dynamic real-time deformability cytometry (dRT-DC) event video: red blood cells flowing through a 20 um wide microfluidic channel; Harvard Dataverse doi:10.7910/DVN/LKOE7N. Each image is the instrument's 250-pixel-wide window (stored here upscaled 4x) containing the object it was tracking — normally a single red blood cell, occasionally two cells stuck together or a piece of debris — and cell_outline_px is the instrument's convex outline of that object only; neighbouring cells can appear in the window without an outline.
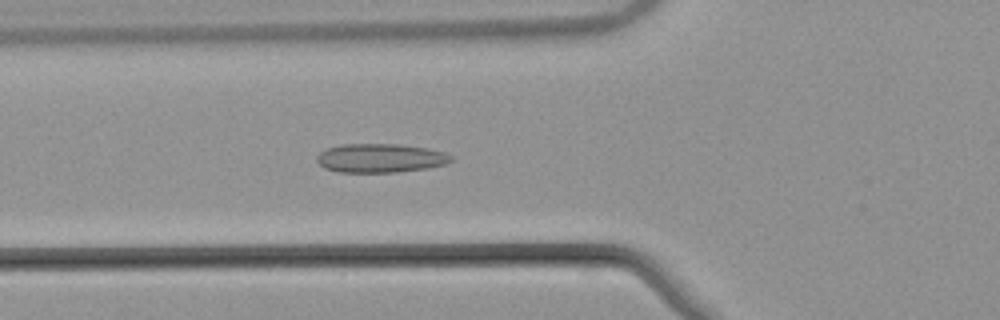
{"species": "common noctule bat (a hibernating species)", "species_latin": "Nyctalus noctula", "temperature_condition": "warm", "stored_images_in_passage": 44, "camera_frame_rate_fps": 3000, "um_per_image_px": 0.085, "animal": {"sex": "male", "body_mass_g": 21.5, "forearm_length_mm": 52.0}, "frame": {"image": 1, "passage_image": 18, "time_ms": 5.667, "image_size_px": [1000, 320], "cell_outline_px": [[452, 160], [444, 164], [428, 168], [396, 172], [340, 172], [324, 168], [316, 160], [316, 156], [320, 152], [328, 148], [340, 144], [400, 144], [428, 148], [444, 152], [452, 156]], "centroid_in_image_um": [32.32, 13.43], "position_along_channel_um": 93.5, "area_um2": 22.6}}
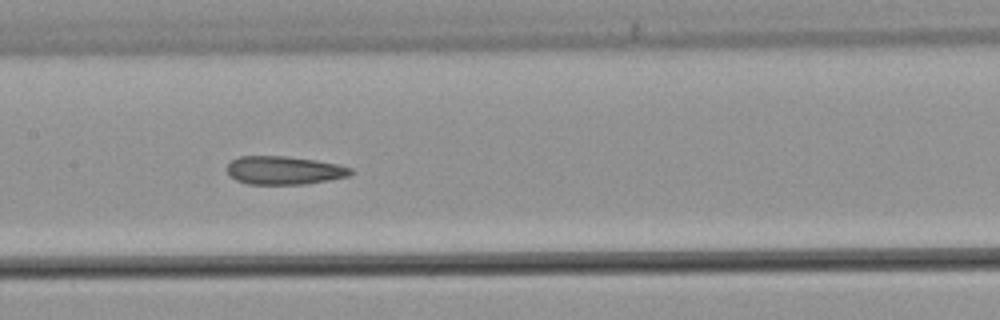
{"frame": {"image": 2, "passage_image": 25, "time_ms": 8.0, "image_size_px": [1000, 320], "cell_outline_px": [[352, 172], [348, 176], [328, 180], [304, 184], [248, 184], [236, 180], [228, 172], [228, 164], [232, 160], [240, 156], [284, 156], [316, 160], [336, 164], [352, 168]], "centroid_in_image_um": [24.14, 14.47], "position_along_channel_um": 183.3, "area_um2": 20.17}}
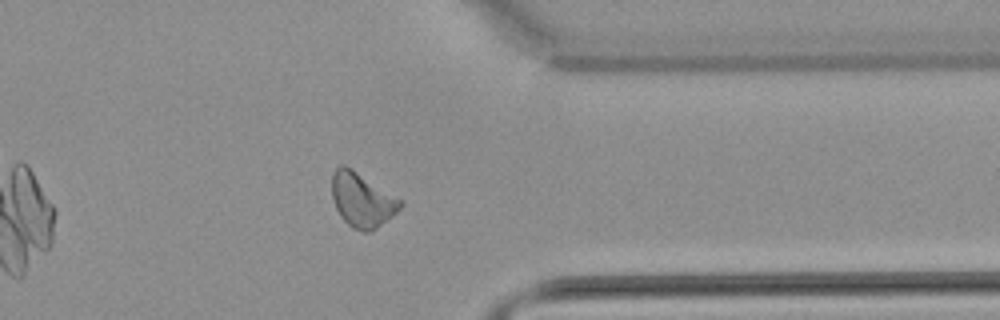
{"frame": {"image": 3, "passage_image": 41, "time_ms": 13.333, "image_size_px": [1000, 320], "cell_outline_px": [[404, 204], [392, 216], [372, 232], [364, 232], [352, 228], [340, 216], [336, 208], [332, 196], [332, 172], [340, 164], [344, 164], [352, 168], [404, 200]], "centroid_in_image_um": [30.79, 16.98], "position_along_channel_um": 380.6, "area_um2": 21.96}, "authors_computed_cell_mechanics": {"area_um2": 21.1837, "velocity_mm_per_s": 3.8326, "shape_relaxation_time_tau1_ms": null, "shape_relaxation_time_tau2_ms": 4.4235, "deformation_change_tau1": null, "deformation_change_tau2": 0.1244}}